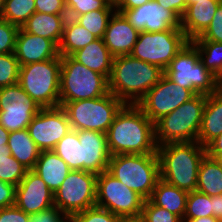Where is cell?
I'll list each match as a JSON object with an SVG mask.
<instances>
[{
	"mask_svg": "<svg viewBox=\"0 0 222 222\" xmlns=\"http://www.w3.org/2000/svg\"><path fill=\"white\" fill-rule=\"evenodd\" d=\"M193 41H215L222 43V2L218 5L208 28Z\"/></svg>",
	"mask_w": 222,
	"mask_h": 222,
	"instance_id": "cell-41",
	"label": "cell"
},
{
	"mask_svg": "<svg viewBox=\"0 0 222 222\" xmlns=\"http://www.w3.org/2000/svg\"><path fill=\"white\" fill-rule=\"evenodd\" d=\"M219 89L222 91V80L220 81V88Z\"/></svg>",
	"mask_w": 222,
	"mask_h": 222,
	"instance_id": "cell-58",
	"label": "cell"
},
{
	"mask_svg": "<svg viewBox=\"0 0 222 222\" xmlns=\"http://www.w3.org/2000/svg\"><path fill=\"white\" fill-rule=\"evenodd\" d=\"M208 156H218L222 154V133L206 146Z\"/></svg>",
	"mask_w": 222,
	"mask_h": 222,
	"instance_id": "cell-47",
	"label": "cell"
},
{
	"mask_svg": "<svg viewBox=\"0 0 222 222\" xmlns=\"http://www.w3.org/2000/svg\"><path fill=\"white\" fill-rule=\"evenodd\" d=\"M71 57L109 79L114 56L110 53L103 39H96L84 48L76 51Z\"/></svg>",
	"mask_w": 222,
	"mask_h": 222,
	"instance_id": "cell-24",
	"label": "cell"
},
{
	"mask_svg": "<svg viewBox=\"0 0 222 222\" xmlns=\"http://www.w3.org/2000/svg\"><path fill=\"white\" fill-rule=\"evenodd\" d=\"M16 186L0 181V209L15 204Z\"/></svg>",
	"mask_w": 222,
	"mask_h": 222,
	"instance_id": "cell-45",
	"label": "cell"
},
{
	"mask_svg": "<svg viewBox=\"0 0 222 222\" xmlns=\"http://www.w3.org/2000/svg\"><path fill=\"white\" fill-rule=\"evenodd\" d=\"M138 35L139 31L121 13L116 11L110 18L102 39L110 53L115 57L130 55Z\"/></svg>",
	"mask_w": 222,
	"mask_h": 222,
	"instance_id": "cell-20",
	"label": "cell"
},
{
	"mask_svg": "<svg viewBox=\"0 0 222 222\" xmlns=\"http://www.w3.org/2000/svg\"><path fill=\"white\" fill-rule=\"evenodd\" d=\"M34 12H36L35 0H5L0 18L22 27Z\"/></svg>",
	"mask_w": 222,
	"mask_h": 222,
	"instance_id": "cell-32",
	"label": "cell"
},
{
	"mask_svg": "<svg viewBox=\"0 0 222 222\" xmlns=\"http://www.w3.org/2000/svg\"><path fill=\"white\" fill-rule=\"evenodd\" d=\"M77 133L82 145L83 171L97 175L107 171L111 154L106 134L92 130H77Z\"/></svg>",
	"mask_w": 222,
	"mask_h": 222,
	"instance_id": "cell-18",
	"label": "cell"
},
{
	"mask_svg": "<svg viewBox=\"0 0 222 222\" xmlns=\"http://www.w3.org/2000/svg\"><path fill=\"white\" fill-rule=\"evenodd\" d=\"M188 42L181 29H169L162 32L140 31L130 55L156 65L164 71Z\"/></svg>",
	"mask_w": 222,
	"mask_h": 222,
	"instance_id": "cell-10",
	"label": "cell"
},
{
	"mask_svg": "<svg viewBox=\"0 0 222 222\" xmlns=\"http://www.w3.org/2000/svg\"><path fill=\"white\" fill-rule=\"evenodd\" d=\"M14 205L27 214L38 213L54 206V193L39 175L28 170L16 186Z\"/></svg>",
	"mask_w": 222,
	"mask_h": 222,
	"instance_id": "cell-17",
	"label": "cell"
},
{
	"mask_svg": "<svg viewBox=\"0 0 222 222\" xmlns=\"http://www.w3.org/2000/svg\"><path fill=\"white\" fill-rule=\"evenodd\" d=\"M199 52L200 61L220 81L222 80V43L190 41Z\"/></svg>",
	"mask_w": 222,
	"mask_h": 222,
	"instance_id": "cell-31",
	"label": "cell"
},
{
	"mask_svg": "<svg viewBox=\"0 0 222 222\" xmlns=\"http://www.w3.org/2000/svg\"><path fill=\"white\" fill-rule=\"evenodd\" d=\"M20 64L14 53L0 54V88L18 83Z\"/></svg>",
	"mask_w": 222,
	"mask_h": 222,
	"instance_id": "cell-36",
	"label": "cell"
},
{
	"mask_svg": "<svg viewBox=\"0 0 222 222\" xmlns=\"http://www.w3.org/2000/svg\"><path fill=\"white\" fill-rule=\"evenodd\" d=\"M29 214L15 205L0 209V222H28Z\"/></svg>",
	"mask_w": 222,
	"mask_h": 222,
	"instance_id": "cell-43",
	"label": "cell"
},
{
	"mask_svg": "<svg viewBox=\"0 0 222 222\" xmlns=\"http://www.w3.org/2000/svg\"><path fill=\"white\" fill-rule=\"evenodd\" d=\"M222 133V91L206 96L202 123L197 141L206 147Z\"/></svg>",
	"mask_w": 222,
	"mask_h": 222,
	"instance_id": "cell-22",
	"label": "cell"
},
{
	"mask_svg": "<svg viewBox=\"0 0 222 222\" xmlns=\"http://www.w3.org/2000/svg\"><path fill=\"white\" fill-rule=\"evenodd\" d=\"M7 146L11 155L28 170L34 168L41 150L30 137L28 129L10 132Z\"/></svg>",
	"mask_w": 222,
	"mask_h": 222,
	"instance_id": "cell-27",
	"label": "cell"
},
{
	"mask_svg": "<svg viewBox=\"0 0 222 222\" xmlns=\"http://www.w3.org/2000/svg\"><path fill=\"white\" fill-rule=\"evenodd\" d=\"M14 54L20 66L43 62L59 56L58 46L50 39L28 32L18 31Z\"/></svg>",
	"mask_w": 222,
	"mask_h": 222,
	"instance_id": "cell-19",
	"label": "cell"
},
{
	"mask_svg": "<svg viewBox=\"0 0 222 222\" xmlns=\"http://www.w3.org/2000/svg\"><path fill=\"white\" fill-rule=\"evenodd\" d=\"M164 74L195 95H210L220 88V80L203 65L198 49L190 41L168 64Z\"/></svg>",
	"mask_w": 222,
	"mask_h": 222,
	"instance_id": "cell-8",
	"label": "cell"
},
{
	"mask_svg": "<svg viewBox=\"0 0 222 222\" xmlns=\"http://www.w3.org/2000/svg\"><path fill=\"white\" fill-rule=\"evenodd\" d=\"M40 109L18 83L0 88V125L8 132L27 129Z\"/></svg>",
	"mask_w": 222,
	"mask_h": 222,
	"instance_id": "cell-14",
	"label": "cell"
},
{
	"mask_svg": "<svg viewBox=\"0 0 222 222\" xmlns=\"http://www.w3.org/2000/svg\"><path fill=\"white\" fill-rule=\"evenodd\" d=\"M64 215L56 206H52L38 213L29 214L28 222H58Z\"/></svg>",
	"mask_w": 222,
	"mask_h": 222,
	"instance_id": "cell-44",
	"label": "cell"
},
{
	"mask_svg": "<svg viewBox=\"0 0 222 222\" xmlns=\"http://www.w3.org/2000/svg\"><path fill=\"white\" fill-rule=\"evenodd\" d=\"M27 129L38 148L49 151L53 150L72 128L65 110L58 106L41 108Z\"/></svg>",
	"mask_w": 222,
	"mask_h": 222,
	"instance_id": "cell-15",
	"label": "cell"
},
{
	"mask_svg": "<svg viewBox=\"0 0 222 222\" xmlns=\"http://www.w3.org/2000/svg\"><path fill=\"white\" fill-rule=\"evenodd\" d=\"M151 0H126L118 9H133L150 2Z\"/></svg>",
	"mask_w": 222,
	"mask_h": 222,
	"instance_id": "cell-50",
	"label": "cell"
},
{
	"mask_svg": "<svg viewBox=\"0 0 222 222\" xmlns=\"http://www.w3.org/2000/svg\"><path fill=\"white\" fill-rule=\"evenodd\" d=\"M60 102L94 99L109 92L108 79L71 56L61 57Z\"/></svg>",
	"mask_w": 222,
	"mask_h": 222,
	"instance_id": "cell-9",
	"label": "cell"
},
{
	"mask_svg": "<svg viewBox=\"0 0 222 222\" xmlns=\"http://www.w3.org/2000/svg\"><path fill=\"white\" fill-rule=\"evenodd\" d=\"M194 96L195 94L190 89L176 84L163 74L159 82L136 105L155 124Z\"/></svg>",
	"mask_w": 222,
	"mask_h": 222,
	"instance_id": "cell-13",
	"label": "cell"
},
{
	"mask_svg": "<svg viewBox=\"0 0 222 222\" xmlns=\"http://www.w3.org/2000/svg\"><path fill=\"white\" fill-rule=\"evenodd\" d=\"M116 10H94L77 16L74 20L97 39H102L109 20Z\"/></svg>",
	"mask_w": 222,
	"mask_h": 222,
	"instance_id": "cell-33",
	"label": "cell"
},
{
	"mask_svg": "<svg viewBox=\"0 0 222 222\" xmlns=\"http://www.w3.org/2000/svg\"><path fill=\"white\" fill-rule=\"evenodd\" d=\"M164 9L175 12L180 18L183 17L187 9V0H155Z\"/></svg>",
	"mask_w": 222,
	"mask_h": 222,
	"instance_id": "cell-46",
	"label": "cell"
},
{
	"mask_svg": "<svg viewBox=\"0 0 222 222\" xmlns=\"http://www.w3.org/2000/svg\"><path fill=\"white\" fill-rule=\"evenodd\" d=\"M124 105L121 99L110 92L94 99L60 102L73 130H92L105 134Z\"/></svg>",
	"mask_w": 222,
	"mask_h": 222,
	"instance_id": "cell-6",
	"label": "cell"
},
{
	"mask_svg": "<svg viewBox=\"0 0 222 222\" xmlns=\"http://www.w3.org/2000/svg\"><path fill=\"white\" fill-rule=\"evenodd\" d=\"M97 38L74 19L66 18L61 42L58 46L59 55L71 56Z\"/></svg>",
	"mask_w": 222,
	"mask_h": 222,
	"instance_id": "cell-28",
	"label": "cell"
},
{
	"mask_svg": "<svg viewBox=\"0 0 222 222\" xmlns=\"http://www.w3.org/2000/svg\"><path fill=\"white\" fill-rule=\"evenodd\" d=\"M139 32H162L181 29V18L173 11L164 9L155 0L133 9H117Z\"/></svg>",
	"mask_w": 222,
	"mask_h": 222,
	"instance_id": "cell-16",
	"label": "cell"
},
{
	"mask_svg": "<svg viewBox=\"0 0 222 222\" xmlns=\"http://www.w3.org/2000/svg\"><path fill=\"white\" fill-rule=\"evenodd\" d=\"M32 171L39 175L54 193L61 186L71 169L53 150H49L41 151Z\"/></svg>",
	"mask_w": 222,
	"mask_h": 222,
	"instance_id": "cell-23",
	"label": "cell"
},
{
	"mask_svg": "<svg viewBox=\"0 0 222 222\" xmlns=\"http://www.w3.org/2000/svg\"><path fill=\"white\" fill-rule=\"evenodd\" d=\"M196 190L209 196L222 194V169L217 161L207 154L199 166Z\"/></svg>",
	"mask_w": 222,
	"mask_h": 222,
	"instance_id": "cell-29",
	"label": "cell"
},
{
	"mask_svg": "<svg viewBox=\"0 0 222 222\" xmlns=\"http://www.w3.org/2000/svg\"><path fill=\"white\" fill-rule=\"evenodd\" d=\"M141 216L145 222H182L177 215L155 205L150 199L144 200Z\"/></svg>",
	"mask_w": 222,
	"mask_h": 222,
	"instance_id": "cell-39",
	"label": "cell"
},
{
	"mask_svg": "<svg viewBox=\"0 0 222 222\" xmlns=\"http://www.w3.org/2000/svg\"><path fill=\"white\" fill-rule=\"evenodd\" d=\"M207 216H213L212 196L197 190L189 192L183 219H196Z\"/></svg>",
	"mask_w": 222,
	"mask_h": 222,
	"instance_id": "cell-34",
	"label": "cell"
},
{
	"mask_svg": "<svg viewBox=\"0 0 222 222\" xmlns=\"http://www.w3.org/2000/svg\"><path fill=\"white\" fill-rule=\"evenodd\" d=\"M20 27L0 18V54L14 53Z\"/></svg>",
	"mask_w": 222,
	"mask_h": 222,
	"instance_id": "cell-40",
	"label": "cell"
},
{
	"mask_svg": "<svg viewBox=\"0 0 222 222\" xmlns=\"http://www.w3.org/2000/svg\"><path fill=\"white\" fill-rule=\"evenodd\" d=\"M144 199L107 171L97 175L96 206L121 217L139 216Z\"/></svg>",
	"mask_w": 222,
	"mask_h": 222,
	"instance_id": "cell-12",
	"label": "cell"
},
{
	"mask_svg": "<svg viewBox=\"0 0 222 222\" xmlns=\"http://www.w3.org/2000/svg\"><path fill=\"white\" fill-rule=\"evenodd\" d=\"M106 136L111 156L157 154L155 124L136 104H125L121 108Z\"/></svg>",
	"mask_w": 222,
	"mask_h": 222,
	"instance_id": "cell-1",
	"label": "cell"
},
{
	"mask_svg": "<svg viewBox=\"0 0 222 222\" xmlns=\"http://www.w3.org/2000/svg\"><path fill=\"white\" fill-rule=\"evenodd\" d=\"M96 180L95 173L71 170L54 192V206L65 215L96 206Z\"/></svg>",
	"mask_w": 222,
	"mask_h": 222,
	"instance_id": "cell-11",
	"label": "cell"
},
{
	"mask_svg": "<svg viewBox=\"0 0 222 222\" xmlns=\"http://www.w3.org/2000/svg\"><path fill=\"white\" fill-rule=\"evenodd\" d=\"M61 56L20 66L18 84L41 107L60 106Z\"/></svg>",
	"mask_w": 222,
	"mask_h": 222,
	"instance_id": "cell-7",
	"label": "cell"
},
{
	"mask_svg": "<svg viewBox=\"0 0 222 222\" xmlns=\"http://www.w3.org/2000/svg\"><path fill=\"white\" fill-rule=\"evenodd\" d=\"M120 222H145V220L141 215H139V216L121 217Z\"/></svg>",
	"mask_w": 222,
	"mask_h": 222,
	"instance_id": "cell-52",
	"label": "cell"
},
{
	"mask_svg": "<svg viewBox=\"0 0 222 222\" xmlns=\"http://www.w3.org/2000/svg\"><path fill=\"white\" fill-rule=\"evenodd\" d=\"M126 0H108V3L114 8L118 9Z\"/></svg>",
	"mask_w": 222,
	"mask_h": 222,
	"instance_id": "cell-53",
	"label": "cell"
},
{
	"mask_svg": "<svg viewBox=\"0 0 222 222\" xmlns=\"http://www.w3.org/2000/svg\"><path fill=\"white\" fill-rule=\"evenodd\" d=\"M182 222H220L213 216L199 217L196 219H183Z\"/></svg>",
	"mask_w": 222,
	"mask_h": 222,
	"instance_id": "cell-51",
	"label": "cell"
},
{
	"mask_svg": "<svg viewBox=\"0 0 222 222\" xmlns=\"http://www.w3.org/2000/svg\"><path fill=\"white\" fill-rule=\"evenodd\" d=\"M198 0H187V3H196Z\"/></svg>",
	"mask_w": 222,
	"mask_h": 222,
	"instance_id": "cell-57",
	"label": "cell"
},
{
	"mask_svg": "<svg viewBox=\"0 0 222 222\" xmlns=\"http://www.w3.org/2000/svg\"><path fill=\"white\" fill-rule=\"evenodd\" d=\"M209 157L214 158L222 169V154L218 156H209Z\"/></svg>",
	"mask_w": 222,
	"mask_h": 222,
	"instance_id": "cell-55",
	"label": "cell"
},
{
	"mask_svg": "<svg viewBox=\"0 0 222 222\" xmlns=\"http://www.w3.org/2000/svg\"><path fill=\"white\" fill-rule=\"evenodd\" d=\"M36 12L67 15V10L63 0H35Z\"/></svg>",
	"mask_w": 222,
	"mask_h": 222,
	"instance_id": "cell-42",
	"label": "cell"
},
{
	"mask_svg": "<svg viewBox=\"0 0 222 222\" xmlns=\"http://www.w3.org/2000/svg\"><path fill=\"white\" fill-rule=\"evenodd\" d=\"M65 7L67 17L71 19L94 10H116L108 3V0H68Z\"/></svg>",
	"mask_w": 222,
	"mask_h": 222,
	"instance_id": "cell-37",
	"label": "cell"
},
{
	"mask_svg": "<svg viewBox=\"0 0 222 222\" xmlns=\"http://www.w3.org/2000/svg\"><path fill=\"white\" fill-rule=\"evenodd\" d=\"M107 172L148 200L160 180L159 158L157 154L112 155Z\"/></svg>",
	"mask_w": 222,
	"mask_h": 222,
	"instance_id": "cell-4",
	"label": "cell"
},
{
	"mask_svg": "<svg viewBox=\"0 0 222 222\" xmlns=\"http://www.w3.org/2000/svg\"><path fill=\"white\" fill-rule=\"evenodd\" d=\"M213 217L222 222V194L212 196Z\"/></svg>",
	"mask_w": 222,
	"mask_h": 222,
	"instance_id": "cell-49",
	"label": "cell"
},
{
	"mask_svg": "<svg viewBox=\"0 0 222 222\" xmlns=\"http://www.w3.org/2000/svg\"><path fill=\"white\" fill-rule=\"evenodd\" d=\"M164 71L131 55L113 58L108 89L125 104L137 102L159 82Z\"/></svg>",
	"mask_w": 222,
	"mask_h": 222,
	"instance_id": "cell-2",
	"label": "cell"
},
{
	"mask_svg": "<svg viewBox=\"0 0 222 222\" xmlns=\"http://www.w3.org/2000/svg\"><path fill=\"white\" fill-rule=\"evenodd\" d=\"M160 179L187 192L195 191L206 147L198 141L167 143L157 147Z\"/></svg>",
	"mask_w": 222,
	"mask_h": 222,
	"instance_id": "cell-3",
	"label": "cell"
},
{
	"mask_svg": "<svg viewBox=\"0 0 222 222\" xmlns=\"http://www.w3.org/2000/svg\"><path fill=\"white\" fill-rule=\"evenodd\" d=\"M206 96L197 94L155 123L157 146L167 143L197 141Z\"/></svg>",
	"mask_w": 222,
	"mask_h": 222,
	"instance_id": "cell-5",
	"label": "cell"
},
{
	"mask_svg": "<svg viewBox=\"0 0 222 222\" xmlns=\"http://www.w3.org/2000/svg\"><path fill=\"white\" fill-rule=\"evenodd\" d=\"M74 222H120L121 216L94 206L72 215Z\"/></svg>",
	"mask_w": 222,
	"mask_h": 222,
	"instance_id": "cell-38",
	"label": "cell"
},
{
	"mask_svg": "<svg viewBox=\"0 0 222 222\" xmlns=\"http://www.w3.org/2000/svg\"><path fill=\"white\" fill-rule=\"evenodd\" d=\"M53 151L66 162L71 170H83L82 145L77 130L71 129L56 144Z\"/></svg>",
	"mask_w": 222,
	"mask_h": 222,
	"instance_id": "cell-30",
	"label": "cell"
},
{
	"mask_svg": "<svg viewBox=\"0 0 222 222\" xmlns=\"http://www.w3.org/2000/svg\"><path fill=\"white\" fill-rule=\"evenodd\" d=\"M4 3H5V0H0V17L2 15V13H3Z\"/></svg>",
	"mask_w": 222,
	"mask_h": 222,
	"instance_id": "cell-56",
	"label": "cell"
},
{
	"mask_svg": "<svg viewBox=\"0 0 222 222\" xmlns=\"http://www.w3.org/2000/svg\"><path fill=\"white\" fill-rule=\"evenodd\" d=\"M67 15L34 12L21 27L25 32L52 40L59 46Z\"/></svg>",
	"mask_w": 222,
	"mask_h": 222,
	"instance_id": "cell-25",
	"label": "cell"
},
{
	"mask_svg": "<svg viewBox=\"0 0 222 222\" xmlns=\"http://www.w3.org/2000/svg\"><path fill=\"white\" fill-rule=\"evenodd\" d=\"M58 222H74L72 215H64Z\"/></svg>",
	"mask_w": 222,
	"mask_h": 222,
	"instance_id": "cell-54",
	"label": "cell"
},
{
	"mask_svg": "<svg viewBox=\"0 0 222 222\" xmlns=\"http://www.w3.org/2000/svg\"><path fill=\"white\" fill-rule=\"evenodd\" d=\"M28 169L12 155L0 157V181L17 186Z\"/></svg>",
	"mask_w": 222,
	"mask_h": 222,
	"instance_id": "cell-35",
	"label": "cell"
},
{
	"mask_svg": "<svg viewBox=\"0 0 222 222\" xmlns=\"http://www.w3.org/2000/svg\"><path fill=\"white\" fill-rule=\"evenodd\" d=\"M221 2L222 0H198L196 3H187L180 28L189 41H193L205 32Z\"/></svg>",
	"mask_w": 222,
	"mask_h": 222,
	"instance_id": "cell-21",
	"label": "cell"
},
{
	"mask_svg": "<svg viewBox=\"0 0 222 222\" xmlns=\"http://www.w3.org/2000/svg\"><path fill=\"white\" fill-rule=\"evenodd\" d=\"M188 193L160 179L153 190L150 200L155 205L177 215L183 221Z\"/></svg>",
	"mask_w": 222,
	"mask_h": 222,
	"instance_id": "cell-26",
	"label": "cell"
},
{
	"mask_svg": "<svg viewBox=\"0 0 222 222\" xmlns=\"http://www.w3.org/2000/svg\"><path fill=\"white\" fill-rule=\"evenodd\" d=\"M10 132L0 125V157L10 156L11 153L7 146Z\"/></svg>",
	"mask_w": 222,
	"mask_h": 222,
	"instance_id": "cell-48",
	"label": "cell"
}]
</instances>
